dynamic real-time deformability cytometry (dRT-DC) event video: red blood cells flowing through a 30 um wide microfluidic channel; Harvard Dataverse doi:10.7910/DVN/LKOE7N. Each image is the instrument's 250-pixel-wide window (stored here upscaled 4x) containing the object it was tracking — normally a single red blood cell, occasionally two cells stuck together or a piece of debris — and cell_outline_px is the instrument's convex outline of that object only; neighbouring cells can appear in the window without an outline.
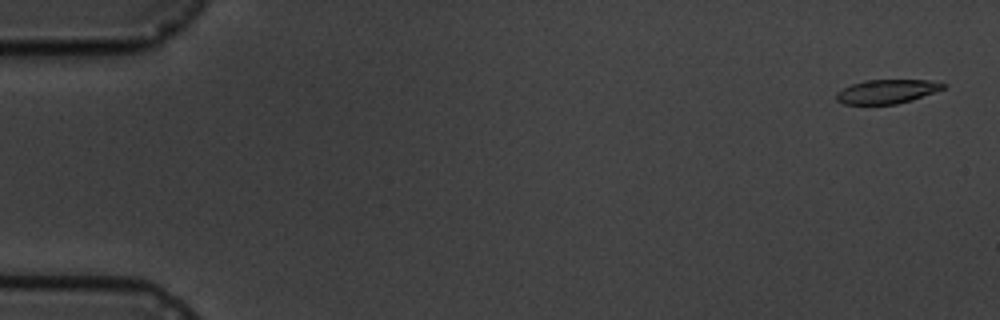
{"species": "common noctule bat (a hibernating species)", "species_latin": "Nyctalus noctula", "temperature_condition": "cold", "stored_images_in_passage": 5, "camera_frame_rate_fps": 3000, "um_per_image_px": 0.085, "animal": {"sex": "male", "body_mass_g": 19.5, "forearm_length_mm": 54.6}, "frame": {"image": 1, "passage_image": 1, "time_ms": 0.0, "image_size_px": [1000, 320], "cell_outline_px": [[948, 84], [944, 88], [912, 100], [896, 104], [844, 104], [836, 100], [836, 92], [852, 84], [864, 80], [928, 80]], "centroid_in_image_um": [75.37, 7.77], "position_along_channel_um": 9.6, "area_um2": 14.85}}
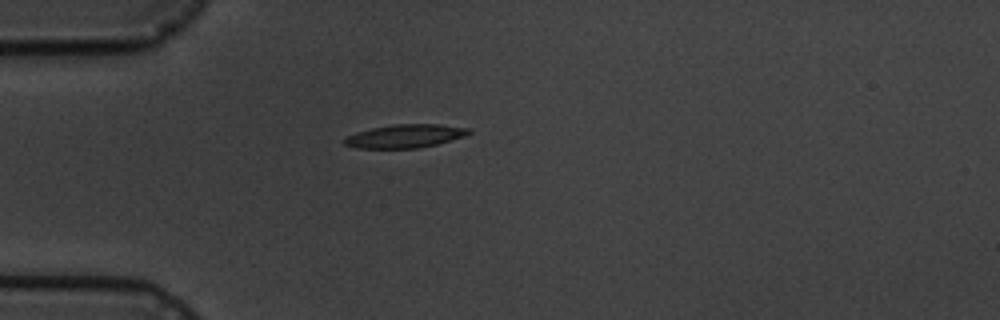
{"frame": {"image": 2, "passage_image": 5, "time_ms": 4.667, "image_size_px": [1000, 320], "cell_outline_px": [[472, 132], [464, 136], [436, 144], [420, 148], [356, 148], [344, 144], [344, 140], [348, 136], [356, 132], [372, 128], [396, 124], [436, 124], [472, 128]], "centroid_in_image_um": [34.46, 11.56], "position_along_channel_um": 50.5, "area_um2": 16.82}}